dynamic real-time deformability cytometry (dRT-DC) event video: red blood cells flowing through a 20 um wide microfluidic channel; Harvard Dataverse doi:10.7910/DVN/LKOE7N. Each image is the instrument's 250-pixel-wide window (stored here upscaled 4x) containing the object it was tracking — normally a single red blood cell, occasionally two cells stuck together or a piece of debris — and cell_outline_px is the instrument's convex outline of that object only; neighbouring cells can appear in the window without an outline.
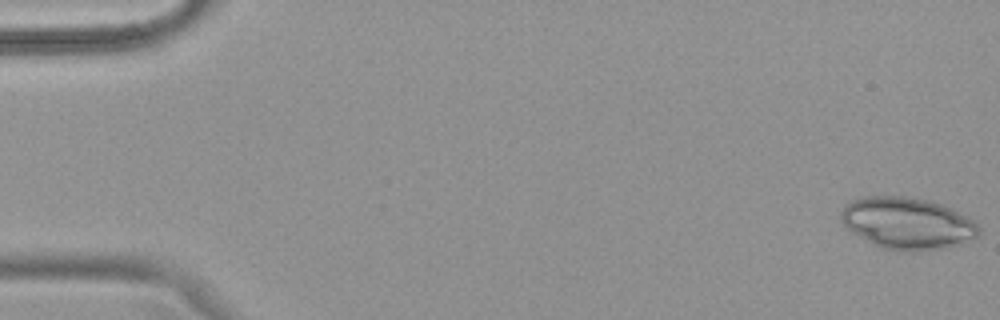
{"species": "common noctule bat (a hibernating species)", "species_latin": "Nyctalus noctula", "temperature_condition": "warm", "stored_images_in_passage": 50, "camera_frame_rate_fps": 3000, "um_per_image_px": 0.085, "animal": {"sex": "female", "body_mass_g": 18.4}, "frame": {"image": 1, "passage_image": 1, "time_ms": 0.0, "image_size_px": [1000, 320], "cell_outline_px": [[980, 236], [936, 248], [912, 252], [904, 252], [880, 248], [872, 244], [848, 228], [840, 220], [840, 212], [852, 200], [864, 196], [904, 196], [924, 200], [940, 204], [972, 220], [980, 228]], "centroid_in_image_um": [77.06, 18.97], "position_along_channel_um": 7.9, "area_um2": 40.69}}
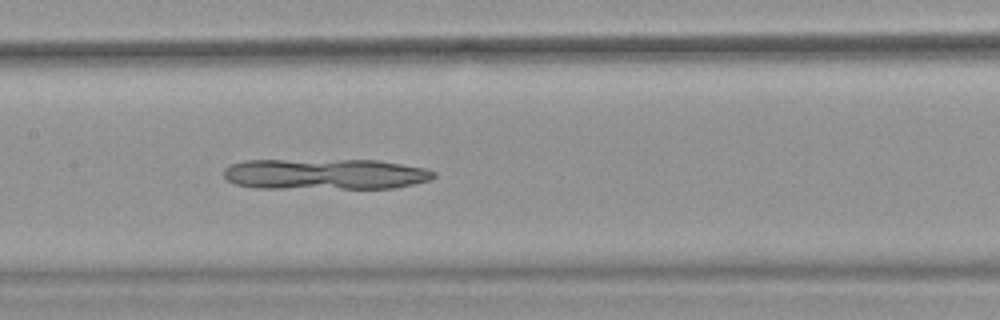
{"frame": {"image": 2, "passage_image": 25, "time_ms": 8.0, "image_size_px": [1000, 320], "cell_outline_px": [[436, 176], [432, 180], [396, 188], [256, 188], [236, 184], [228, 180], [224, 176], [224, 168], [228, 164], [248, 160], [376, 160], [424, 168], [436, 172]], "centroid_in_image_um": [27.64, 14.8], "position_along_channel_um": 179.8, "area_um2": 37.92}}
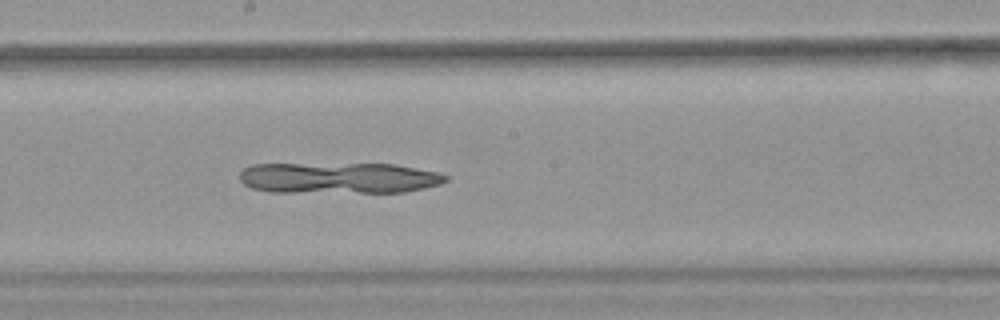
{"frame": {"image": 3, "passage_image": 28, "time_ms": 9.0, "image_size_px": [1000, 320], "cell_outline_px": [[448, 180], [440, 184], [424, 188], [404, 192], [268, 192], [252, 188], [244, 184], [240, 180], [240, 172], [244, 168], [252, 164], [396, 164], [440, 172], [448, 176]], "centroid_in_image_um": [28.81, 15.12], "position_along_channel_um": 219.4, "area_um2": 37.51}}